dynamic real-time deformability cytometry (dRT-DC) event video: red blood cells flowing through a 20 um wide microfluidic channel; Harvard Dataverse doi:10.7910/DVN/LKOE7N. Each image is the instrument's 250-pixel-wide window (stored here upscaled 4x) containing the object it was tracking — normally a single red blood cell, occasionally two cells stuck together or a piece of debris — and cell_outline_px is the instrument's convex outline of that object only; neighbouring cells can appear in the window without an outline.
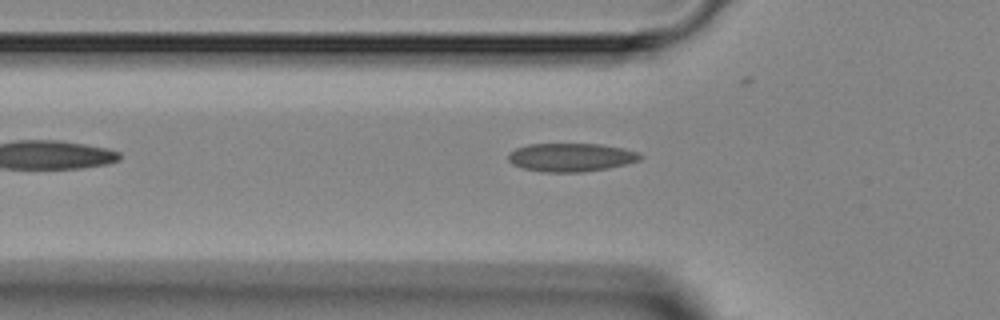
{"species": "Egyptian fruit bat (a non-hibernating species)", "species_latin": "Rousettus aegyptiacus", "temperature_condition": "room temperature", "stored_images_in_passage": 5, "camera_frame_rate_fps": 3000, "um_per_image_px": 0.085, "animal": {"sex": "female"}, "frame": {"image": 1, "passage_image": 4, "time_ms": 4.667, "image_size_px": [1000, 320], "cell_outline_px": [[644, 156], [640, 160], [608, 168], [584, 172], [540, 172], [524, 168], [512, 164], [508, 160], [508, 156], [516, 148], [528, 144], [600, 144], [624, 148], [636, 152]], "centroid_in_image_um": [48.54, 13.37], "position_along_channel_um": 77.3, "area_um2": 21.79}}
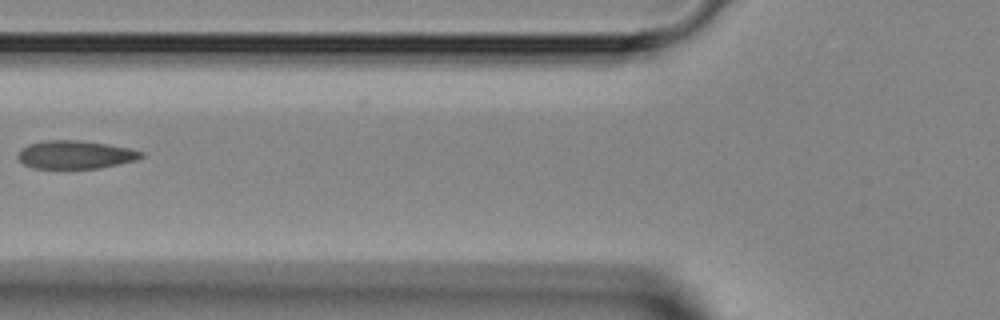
{"frame": {"image": 2, "passage_image": 5, "time_ms": 5.667, "image_size_px": [1000, 320], "cell_outline_px": [[144, 156], [136, 160], [100, 168], [32, 168], [24, 164], [16, 156], [20, 148], [28, 144], [44, 140], [80, 140], [108, 144], [128, 148], [144, 152]], "centroid_in_image_um": [6.38, 13.14], "position_along_channel_um": 119.4, "area_um2": 20.35}}